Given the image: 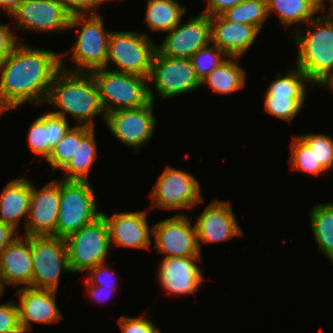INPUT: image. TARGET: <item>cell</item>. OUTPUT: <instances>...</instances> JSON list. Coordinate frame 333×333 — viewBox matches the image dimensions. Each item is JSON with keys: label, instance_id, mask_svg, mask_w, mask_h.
Segmentation results:
<instances>
[{"label": "cell", "instance_id": "cell-1", "mask_svg": "<svg viewBox=\"0 0 333 333\" xmlns=\"http://www.w3.org/2000/svg\"><path fill=\"white\" fill-rule=\"evenodd\" d=\"M60 69L61 54L19 43L0 62V116L27 101L43 104Z\"/></svg>", "mask_w": 333, "mask_h": 333}, {"label": "cell", "instance_id": "cell-2", "mask_svg": "<svg viewBox=\"0 0 333 333\" xmlns=\"http://www.w3.org/2000/svg\"><path fill=\"white\" fill-rule=\"evenodd\" d=\"M52 104L57 111H50L66 118V114L77 121V125L94 128L93 118L105 112L101 106L98 88L91 73H74L60 69L54 76L45 103Z\"/></svg>", "mask_w": 333, "mask_h": 333}, {"label": "cell", "instance_id": "cell-3", "mask_svg": "<svg viewBox=\"0 0 333 333\" xmlns=\"http://www.w3.org/2000/svg\"><path fill=\"white\" fill-rule=\"evenodd\" d=\"M305 28L304 33L297 28L294 36L298 47L296 67L316 84L333 72V20L325 15L316 16Z\"/></svg>", "mask_w": 333, "mask_h": 333}, {"label": "cell", "instance_id": "cell-4", "mask_svg": "<svg viewBox=\"0 0 333 333\" xmlns=\"http://www.w3.org/2000/svg\"><path fill=\"white\" fill-rule=\"evenodd\" d=\"M101 106L105 113L138 108L154 102L153 90L148 87V78L102 68L91 72ZM152 90V91H151Z\"/></svg>", "mask_w": 333, "mask_h": 333}, {"label": "cell", "instance_id": "cell-5", "mask_svg": "<svg viewBox=\"0 0 333 333\" xmlns=\"http://www.w3.org/2000/svg\"><path fill=\"white\" fill-rule=\"evenodd\" d=\"M76 26H82L71 53V59L77 66L73 71L65 69V54H61V68L74 73H91L105 68L111 31L104 28L101 15L88 13L70 16L68 29Z\"/></svg>", "mask_w": 333, "mask_h": 333}, {"label": "cell", "instance_id": "cell-6", "mask_svg": "<svg viewBox=\"0 0 333 333\" xmlns=\"http://www.w3.org/2000/svg\"><path fill=\"white\" fill-rule=\"evenodd\" d=\"M90 182L60 180V207L54 236L66 239L102 215Z\"/></svg>", "mask_w": 333, "mask_h": 333}, {"label": "cell", "instance_id": "cell-7", "mask_svg": "<svg viewBox=\"0 0 333 333\" xmlns=\"http://www.w3.org/2000/svg\"><path fill=\"white\" fill-rule=\"evenodd\" d=\"M156 46L145 33L111 31L105 68L112 62L117 69L111 70L149 79Z\"/></svg>", "mask_w": 333, "mask_h": 333}, {"label": "cell", "instance_id": "cell-8", "mask_svg": "<svg viewBox=\"0 0 333 333\" xmlns=\"http://www.w3.org/2000/svg\"><path fill=\"white\" fill-rule=\"evenodd\" d=\"M72 273H80L105 263L112 247L106 220L101 215L65 239Z\"/></svg>", "mask_w": 333, "mask_h": 333}, {"label": "cell", "instance_id": "cell-9", "mask_svg": "<svg viewBox=\"0 0 333 333\" xmlns=\"http://www.w3.org/2000/svg\"><path fill=\"white\" fill-rule=\"evenodd\" d=\"M31 288L57 291L62 272H72L65 239L56 236H31Z\"/></svg>", "mask_w": 333, "mask_h": 333}, {"label": "cell", "instance_id": "cell-10", "mask_svg": "<svg viewBox=\"0 0 333 333\" xmlns=\"http://www.w3.org/2000/svg\"><path fill=\"white\" fill-rule=\"evenodd\" d=\"M153 207L166 210L191 209L202 201L199 181L180 169L167 167L150 195Z\"/></svg>", "mask_w": 333, "mask_h": 333}, {"label": "cell", "instance_id": "cell-11", "mask_svg": "<svg viewBox=\"0 0 333 333\" xmlns=\"http://www.w3.org/2000/svg\"><path fill=\"white\" fill-rule=\"evenodd\" d=\"M154 82L160 98H172L201 87L189 58H169L157 50L153 56L148 82Z\"/></svg>", "mask_w": 333, "mask_h": 333}, {"label": "cell", "instance_id": "cell-12", "mask_svg": "<svg viewBox=\"0 0 333 333\" xmlns=\"http://www.w3.org/2000/svg\"><path fill=\"white\" fill-rule=\"evenodd\" d=\"M153 106L154 102L150 101L143 107L111 111L105 114L104 121L115 138L138 151L154 133L156 117Z\"/></svg>", "mask_w": 333, "mask_h": 333}, {"label": "cell", "instance_id": "cell-13", "mask_svg": "<svg viewBox=\"0 0 333 333\" xmlns=\"http://www.w3.org/2000/svg\"><path fill=\"white\" fill-rule=\"evenodd\" d=\"M185 214H176L152 226L155 248L170 257H201L196 227Z\"/></svg>", "mask_w": 333, "mask_h": 333}, {"label": "cell", "instance_id": "cell-14", "mask_svg": "<svg viewBox=\"0 0 333 333\" xmlns=\"http://www.w3.org/2000/svg\"><path fill=\"white\" fill-rule=\"evenodd\" d=\"M211 43L210 16L201 13L171 29L160 46H156V50L169 58H190L199 49Z\"/></svg>", "mask_w": 333, "mask_h": 333}, {"label": "cell", "instance_id": "cell-15", "mask_svg": "<svg viewBox=\"0 0 333 333\" xmlns=\"http://www.w3.org/2000/svg\"><path fill=\"white\" fill-rule=\"evenodd\" d=\"M60 207V182L55 179L41 189L31 182L25 236H54Z\"/></svg>", "mask_w": 333, "mask_h": 333}, {"label": "cell", "instance_id": "cell-16", "mask_svg": "<svg viewBox=\"0 0 333 333\" xmlns=\"http://www.w3.org/2000/svg\"><path fill=\"white\" fill-rule=\"evenodd\" d=\"M17 29L39 32L68 30L70 15L59 0H24L11 14Z\"/></svg>", "mask_w": 333, "mask_h": 333}, {"label": "cell", "instance_id": "cell-17", "mask_svg": "<svg viewBox=\"0 0 333 333\" xmlns=\"http://www.w3.org/2000/svg\"><path fill=\"white\" fill-rule=\"evenodd\" d=\"M220 201L213 200L205 206L195 222L199 251L202 243L223 242L243 235L230 203Z\"/></svg>", "mask_w": 333, "mask_h": 333}, {"label": "cell", "instance_id": "cell-18", "mask_svg": "<svg viewBox=\"0 0 333 333\" xmlns=\"http://www.w3.org/2000/svg\"><path fill=\"white\" fill-rule=\"evenodd\" d=\"M201 257H164L159 265L158 280L167 293L194 294L205 279L197 265Z\"/></svg>", "mask_w": 333, "mask_h": 333}, {"label": "cell", "instance_id": "cell-19", "mask_svg": "<svg viewBox=\"0 0 333 333\" xmlns=\"http://www.w3.org/2000/svg\"><path fill=\"white\" fill-rule=\"evenodd\" d=\"M102 216L109 227L110 244L150 250L153 230L149 228L145 211L114 213L111 217L102 212Z\"/></svg>", "mask_w": 333, "mask_h": 333}, {"label": "cell", "instance_id": "cell-20", "mask_svg": "<svg viewBox=\"0 0 333 333\" xmlns=\"http://www.w3.org/2000/svg\"><path fill=\"white\" fill-rule=\"evenodd\" d=\"M32 273L31 237L18 235L0 253V284L31 287Z\"/></svg>", "mask_w": 333, "mask_h": 333}, {"label": "cell", "instance_id": "cell-21", "mask_svg": "<svg viewBox=\"0 0 333 333\" xmlns=\"http://www.w3.org/2000/svg\"><path fill=\"white\" fill-rule=\"evenodd\" d=\"M56 292L53 290L19 287V320L23 333L31 330L32 322L51 324L62 317L56 305ZM31 321V322H30Z\"/></svg>", "mask_w": 333, "mask_h": 333}, {"label": "cell", "instance_id": "cell-22", "mask_svg": "<svg viewBox=\"0 0 333 333\" xmlns=\"http://www.w3.org/2000/svg\"><path fill=\"white\" fill-rule=\"evenodd\" d=\"M212 44L228 57H240L255 43L259 30L245 23H233L221 15L210 17Z\"/></svg>", "mask_w": 333, "mask_h": 333}, {"label": "cell", "instance_id": "cell-23", "mask_svg": "<svg viewBox=\"0 0 333 333\" xmlns=\"http://www.w3.org/2000/svg\"><path fill=\"white\" fill-rule=\"evenodd\" d=\"M31 182L26 178L10 180L0 196V222L17 229L18 223L28 217Z\"/></svg>", "mask_w": 333, "mask_h": 333}, {"label": "cell", "instance_id": "cell-24", "mask_svg": "<svg viewBox=\"0 0 333 333\" xmlns=\"http://www.w3.org/2000/svg\"><path fill=\"white\" fill-rule=\"evenodd\" d=\"M97 158L94 128L76 124V150L71 160L62 169V180L87 181L93 162Z\"/></svg>", "mask_w": 333, "mask_h": 333}, {"label": "cell", "instance_id": "cell-25", "mask_svg": "<svg viewBox=\"0 0 333 333\" xmlns=\"http://www.w3.org/2000/svg\"><path fill=\"white\" fill-rule=\"evenodd\" d=\"M268 16L276 12L280 23L290 27L292 24L308 23L321 11V0H266Z\"/></svg>", "mask_w": 333, "mask_h": 333}, {"label": "cell", "instance_id": "cell-26", "mask_svg": "<svg viewBox=\"0 0 333 333\" xmlns=\"http://www.w3.org/2000/svg\"><path fill=\"white\" fill-rule=\"evenodd\" d=\"M236 60L238 57H228L201 80V86L208 83L211 89L219 94H230L242 89L246 81L245 71Z\"/></svg>", "mask_w": 333, "mask_h": 333}, {"label": "cell", "instance_id": "cell-27", "mask_svg": "<svg viewBox=\"0 0 333 333\" xmlns=\"http://www.w3.org/2000/svg\"><path fill=\"white\" fill-rule=\"evenodd\" d=\"M185 13L186 8L175 0H148L144 19L151 31L168 33Z\"/></svg>", "mask_w": 333, "mask_h": 333}, {"label": "cell", "instance_id": "cell-28", "mask_svg": "<svg viewBox=\"0 0 333 333\" xmlns=\"http://www.w3.org/2000/svg\"><path fill=\"white\" fill-rule=\"evenodd\" d=\"M310 212V227L318 250L333 264V202L315 205Z\"/></svg>", "mask_w": 333, "mask_h": 333}, {"label": "cell", "instance_id": "cell-29", "mask_svg": "<svg viewBox=\"0 0 333 333\" xmlns=\"http://www.w3.org/2000/svg\"><path fill=\"white\" fill-rule=\"evenodd\" d=\"M220 15L227 21L253 25L260 31L268 16L267 1L244 0Z\"/></svg>", "mask_w": 333, "mask_h": 333}, {"label": "cell", "instance_id": "cell-30", "mask_svg": "<svg viewBox=\"0 0 333 333\" xmlns=\"http://www.w3.org/2000/svg\"><path fill=\"white\" fill-rule=\"evenodd\" d=\"M265 110L280 119L287 122L292 121L297 113L303 108L305 95H282V94H265Z\"/></svg>", "mask_w": 333, "mask_h": 333}, {"label": "cell", "instance_id": "cell-31", "mask_svg": "<svg viewBox=\"0 0 333 333\" xmlns=\"http://www.w3.org/2000/svg\"><path fill=\"white\" fill-rule=\"evenodd\" d=\"M290 165L293 170L315 176L327 171L320 162H317L313 151L298 136H295L291 143Z\"/></svg>", "mask_w": 333, "mask_h": 333}, {"label": "cell", "instance_id": "cell-32", "mask_svg": "<svg viewBox=\"0 0 333 333\" xmlns=\"http://www.w3.org/2000/svg\"><path fill=\"white\" fill-rule=\"evenodd\" d=\"M296 68L284 77L278 72L277 79L271 82L265 94L306 95L305 83L310 81L298 67Z\"/></svg>", "mask_w": 333, "mask_h": 333}, {"label": "cell", "instance_id": "cell-33", "mask_svg": "<svg viewBox=\"0 0 333 333\" xmlns=\"http://www.w3.org/2000/svg\"><path fill=\"white\" fill-rule=\"evenodd\" d=\"M224 56L228 57L216 45L211 43L210 45L199 49L189 59L192 62L196 75L202 80L226 60V58L224 59Z\"/></svg>", "mask_w": 333, "mask_h": 333}, {"label": "cell", "instance_id": "cell-34", "mask_svg": "<svg viewBox=\"0 0 333 333\" xmlns=\"http://www.w3.org/2000/svg\"><path fill=\"white\" fill-rule=\"evenodd\" d=\"M27 135L32 152L47 160L52 152V148L49 145L48 113L37 117V119L33 121Z\"/></svg>", "mask_w": 333, "mask_h": 333}, {"label": "cell", "instance_id": "cell-35", "mask_svg": "<svg viewBox=\"0 0 333 333\" xmlns=\"http://www.w3.org/2000/svg\"><path fill=\"white\" fill-rule=\"evenodd\" d=\"M316 156L317 162L327 170L333 167V140L324 134H307L298 136Z\"/></svg>", "mask_w": 333, "mask_h": 333}, {"label": "cell", "instance_id": "cell-36", "mask_svg": "<svg viewBox=\"0 0 333 333\" xmlns=\"http://www.w3.org/2000/svg\"><path fill=\"white\" fill-rule=\"evenodd\" d=\"M76 150V125L70 128L64 137L52 148L47 158L54 170H62L71 160Z\"/></svg>", "mask_w": 333, "mask_h": 333}, {"label": "cell", "instance_id": "cell-37", "mask_svg": "<svg viewBox=\"0 0 333 333\" xmlns=\"http://www.w3.org/2000/svg\"><path fill=\"white\" fill-rule=\"evenodd\" d=\"M0 333H23L15 301L0 305Z\"/></svg>", "mask_w": 333, "mask_h": 333}, {"label": "cell", "instance_id": "cell-38", "mask_svg": "<svg viewBox=\"0 0 333 333\" xmlns=\"http://www.w3.org/2000/svg\"><path fill=\"white\" fill-rule=\"evenodd\" d=\"M118 324L123 333H162L144 315L135 318L121 316L118 319Z\"/></svg>", "mask_w": 333, "mask_h": 333}, {"label": "cell", "instance_id": "cell-39", "mask_svg": "<svg viewBox=\"0 0 333 333\" xmlns=\"http://www.w3.org/2000/svg\"><path fill=\"white\" fill-rule=\"evenodd\" d=\"M90 272L89 277L86 279V283L92 286H100L106 288H117L115 285V272L106 266V262L100 265L95 266L87 270ZM114 279V280H113ZM113 280V281H112ZM110 281V282H109Z\"/></svg>", "mask_w": 333, "mask_h": 333}, {"label": "cell", "instance_id": "cell-40", "mask_svg": "<svg viewBox=\"0 0 333 333\" xmlns=\"http://www.w3.org/2000/svg\"><path fill=\"white\" fill-rule=\"evenodd\" d=\"M70 128L71 126L64 117L48 112V135L50 147L53 148Z\"/></svg>", "mask_w": 333, "mask_h": 333}, {"label": "cell", "instance_id": "cell-41", "mask_svg": "<svg viewBox=\"0 0 333 333\" xmlns=\"http://www.w3.org/2000/svg\"><path fill=\"white\" fill-rule=\"evenodd\" d=\"M59 1L63 5L65 11L70 16H73V15H87L88 12L90 14H99L98 12H96V8H98L99 5L102 4L103 2L109 0H59Z\"/></svg>", "mask_w": 333, "mask_h": 333}, {"label": "cell", "instance_id": "cell-42", "mask_svg": "<svg viewBox=\"0 0 333 333\" xmlns=\"http://www.w3.org/2000/svg\"><path fill=\"white\" fill-rule=\"evenodd\" d=\"M9 27L8 24L0 25V62L19 44L16 34Z\"/></svg>", "mask_w": 333, "mask_h": 333}, {"label": "cell", "instance_id": "cell-43", "mask_svg": "<svg viewBox=\"0 0 333 333\" xmlns=\"http://www.w3.org/2000/svg\"><path fill=\"white\" fill-rule=\"evenodd\" d=\"M244 0H207L208 4L204 10V14L208 16L220 15L226 9L231 8Z\"/></svg>", "mask_w": 333, "mask_h": 333}, {"label": "cell", "instance_id": "cell-44", "mask_svg": "<svg viewBox=\"0 0 333 333\" xmlns=\"http://www.w3.org/2000/svg\"><path fill=\"white\" fill-rule=\"evenodd\" d=\"M19 234H20V232H18V230H15L11 226L3 224L2 222H0V253Z\"/></svg>", "mask_w": 333, "mask_h": 333}, {"label": "cell", "instance_id": "cell-45", "mask_svg": "<svg viewBox=\"0 0 333 333\" xmlns=\"http://www.w3.org/2000/svg\"><path fill=\"white\" fill-rule=\"evenodd\" d=\"M85 288H87V290L89 291L88 294H90L91 297L95 298L96 300H98L101 302V300H103V298L105 300H107L110 297V293L111 292H115L116 288H106V287H100V286H92V285H88L86 284L84 286ZM102 298V299H101Z\"/></svg>", "mask_w": 333, "mask_h": 333}, {"label": "cell", "instance_id": "cell-46", "mask_svg": "<svg viewBox=\"0 0 333 333\" xmlns=\"http://www.w3.org/2000/svg\"><path fill=\"white\" fill-rule=\"evenodd\" d=\"M24 0H0V8L10 16Z\"/></svg>", "mask_w": 333, "mask_h": 333}, {"label": "cell", "instance_id": "cell-47", "mask_svg": "<svg viewBox=\"0 0 333 333\" xmlns=\"http://www.w3.org/2000/svg\"><path fill=\"white\" fill-rule=\"evenodd\" d=\"M316 84L319 86H327L330 87V89L333 90V72L328 73L325 75L320 81H318Z\"/></svg>", "mask_w": 333, "mask_h": 333}, {"label": "cell", "instance_id": "cell-48", "mask_svg": "<svg viewBox=\"0 0 333 333\" xmlns=\"http://www.w3.org/2000/svg\"><path fill=\"white\" fill-rule=\"evenodd\" d=\"M330 3H331L330 11L328 13L326 12L324 15L329 19L333 20V0H330ZM324 8H325V1L321 0V10H323Z\"/></svg>", "mask_w": 333, "mask_h": 333}, {"label": "cell", "instance_id": "cell-49", "mask_svg": "<svg viewBox=\"0 0 333 333\" xmlns=\"http://www.w3.org/2000/svg\"><path fill=\"white\" fill-rule=\"evenodd\" d=\"M4 289L2 288L1 284H0V296L2 295Z\"/></svg>", "mask_w": 333, "mask_h": 333}]
</instances>
